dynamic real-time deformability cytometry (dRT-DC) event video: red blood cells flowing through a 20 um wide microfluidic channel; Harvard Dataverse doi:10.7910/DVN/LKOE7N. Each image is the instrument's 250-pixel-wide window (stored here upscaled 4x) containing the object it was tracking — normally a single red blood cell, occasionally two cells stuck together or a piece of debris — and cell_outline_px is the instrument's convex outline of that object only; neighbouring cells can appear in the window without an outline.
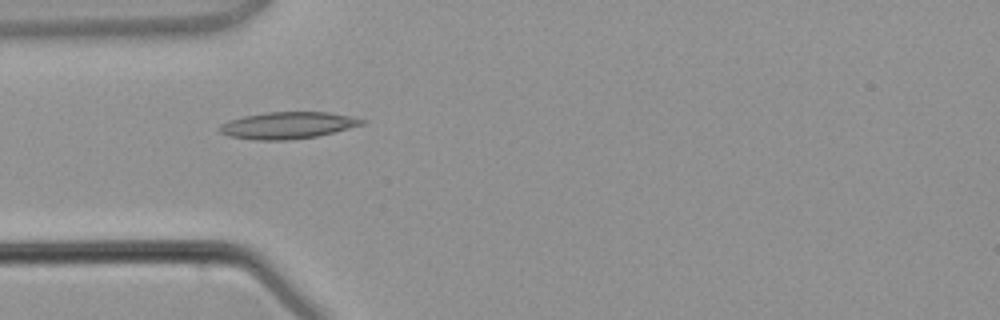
{"species": "common noctule bat (a hibernating species)", "species_latin": "Nyctalus noctula", "temperature_condition": "warm", "stored_images_in_passage": 2, "camera_frame_rate_fps": 3000, "um_per_image_px": 0.085, "animal": {"sex": "male", "body_mass_g": 21.5, "forearm_length_mm": 52.0}, "frame": {"image": 1, "passage_image": 1, "time_ms": 0.0, "image_size_px": [1000, 320], "cell_outline_px": [[364, 124], [316, 136], [284, 140], [256, 140], [228, 136], [220, 132], [220, 124], [228, 120], [244, 116], [268, 112], [328, 112], [348, 116], [364, 120]], "centroid_in_image_um": [24.39, 10.65], "position_along_channel_um": 60.6, "area_um2": 21.85}}
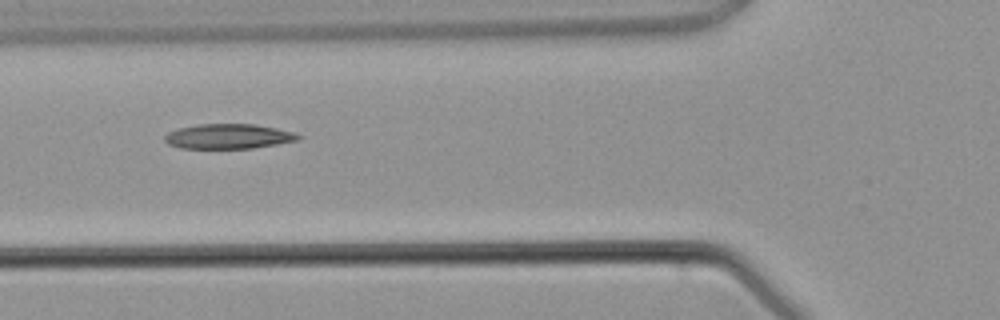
{"frame": {"image": 2, "passage_image": 2, "time_ms": 1.0, "image_size_px": [1000, 320], "cell_outline_px": [[300, 136], [296, 140], [276, 144], [252, 148], [180, 148], [168, 144], [164, 140], [164, 136], [168, 132], [176, 128], [200, 124], [256, 124], [276, 128], [292, 132]], "centroid_in_image_um": [19.34, 11.58], "position_along_channel_um": 106.5, "area_um2": 19.19}}